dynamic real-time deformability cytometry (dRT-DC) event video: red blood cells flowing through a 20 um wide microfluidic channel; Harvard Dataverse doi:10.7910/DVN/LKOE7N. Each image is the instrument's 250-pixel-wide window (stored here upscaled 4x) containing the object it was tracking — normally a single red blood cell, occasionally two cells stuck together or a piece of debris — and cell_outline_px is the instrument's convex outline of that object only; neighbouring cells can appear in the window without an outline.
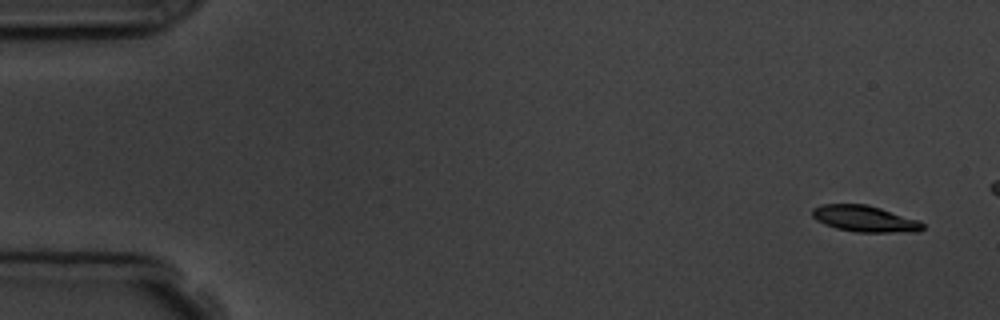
{"species": "common noctule bat (a hibernating species)", "species_latin": "Nyctalus noctula", "temperature_condition": "room temperature", "stored_images_in_passage": 5, "camera_frame_rate_fps": 3000, "um_per_image_px": 0.085, "animal": {"sex": "male", "body_mass_g": 19.5, "forearm_length_mm": 54.6}, "frame": {"image": 1, "passage_image": 1, "time_ms": 0.0, "image_size_px": [1000, 320], "cell_outline_px": [[924, 228], [916, 232], [856, 232], [836, 228], [824, 224], [816, 220], [812, 216], [812, 208], [824, 204], [868, 204], [920, 220], [924, 224]], "centroid_in_image_um": [73.52, 18.59], "position_along_channel_um": 11.5, "area_um2": 17.05}}